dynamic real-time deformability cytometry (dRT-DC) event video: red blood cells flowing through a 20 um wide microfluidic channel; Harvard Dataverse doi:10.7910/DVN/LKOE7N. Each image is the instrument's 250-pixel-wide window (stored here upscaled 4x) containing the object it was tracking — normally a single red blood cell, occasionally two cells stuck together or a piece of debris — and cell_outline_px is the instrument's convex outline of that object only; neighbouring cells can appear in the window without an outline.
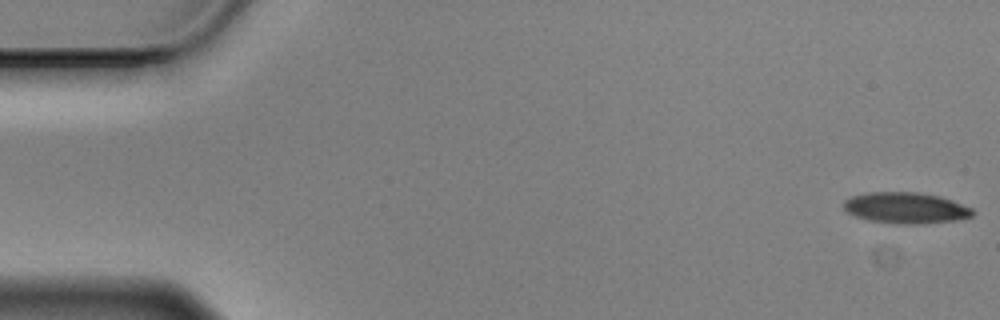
{"species": "Egyptian fruit bat (a non-hibernating species)", "species_latin": "Rousettus aegyptiacus", "temperature_condition": "cold", "stored_images_in_passage": 57, "camera_frame_rate_fps": 3000, "um_per_image_px": 0.085, "animal": {"sex": "male"}, "frame": {"image": 1, "passage_image": 1, "time_ms": 0.0, "image_size_px": [1000, 320], "cell_outline_px": [[972, 216], [956, 220], [920, 224], [896, 224], [868, 220], [856, 216], [848, 212], [844, 208], [844, 200], [852, 196], [868, 192], [916, 192], [940, 196], [952, 200], [972, 208]], "centroid_in_image_um": [76.98, 17.67], "position_along_channel_um": 8.0, "area_um2": 23.29}}
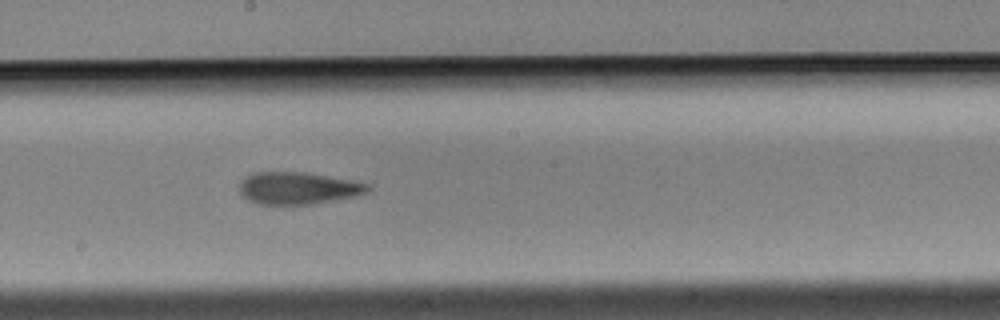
{"frame": {"image": 2, "passage_image": 31, "time_ms": 10.0, "image_size_px": [1000, 320], "cell_outline_px": [[372, 188], [356, 196], [312, 204], [260, 204], [248, 200], [240, 192], [240, 180], [256, 172], [304, 172], [356, 180], [368, 184]], "centroid_in_image_um": [25.36, 15.98], "position_along_channel_um": 222.8, "area_um2": 23.99}}
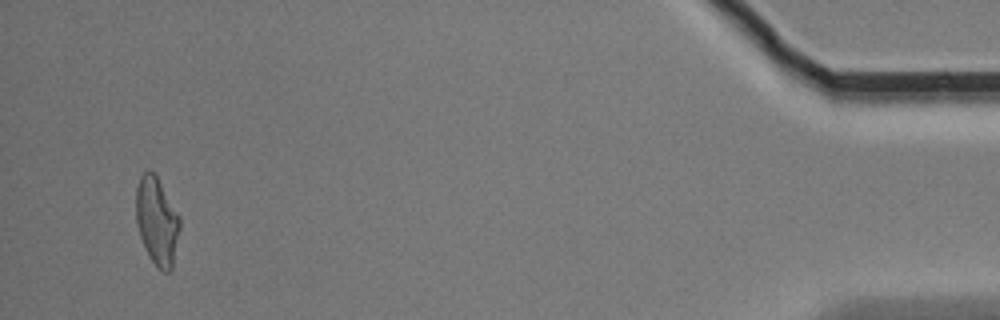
{"frame": {"image": 3, "passage_image": 55, "time_ms": 18.0, "image_size_px": [1000, 320], "cell_outline_px": [[180, 228], [172, 268], [168, 272], [164, 272], [152, 260], [140, 236], [136, 220], [136, 188], [140, 176], [148, 168], [156, 176], [180, 216]], "centroid_in_image_um": [13.34, 18.76], "position_along_channel_um": 421.9, "area_um2": 22.02}, "authors_computed_cell_mechanics": {"area_um2": 23.9292, "velocity_mm_per_s": 3.4872, "shape_relaxation_time_tau1_ms": 7.9645, "shape_relaxation_time_tau2_ms": 4.2806, "deformation_change_tau1": 0.18, "deformation_change_tau2": 0.128}}